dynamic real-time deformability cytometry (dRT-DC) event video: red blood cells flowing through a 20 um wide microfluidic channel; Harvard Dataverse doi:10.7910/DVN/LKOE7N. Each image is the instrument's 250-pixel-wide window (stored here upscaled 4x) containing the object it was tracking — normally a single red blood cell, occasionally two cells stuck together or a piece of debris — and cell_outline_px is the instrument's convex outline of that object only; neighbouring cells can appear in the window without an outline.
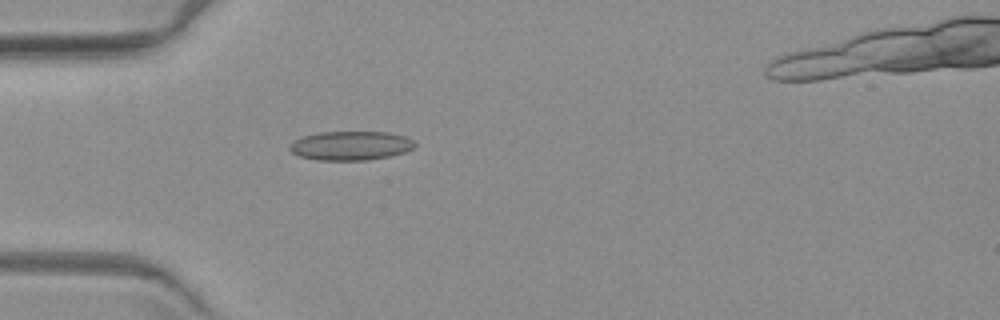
{"species": "common noctule bat (a hibernating species)", "species_latin": "Nyctalus noctula", "temperature_condition": "warm", "stored_images_in_passage": 5, "camera_frame_rate_fps": 3000, "um_per_image_px": 0.085, "animal": {"sex": "female", "body_mass_g": 19.3, "forearm_length_mm": 54.1}, "frame": {"image": 1, "passage_image": 5, "time_ms": 5.667, "image_size_px": [1000, 320], "cell_outline_px": [[416, 144], [412, 148], [404, 152], [388, 156], [368, 160], [316, 160], [300, 156], [292, 152], [288, 148], [300, 136], [320, 132], [388, 132], [408, 136], [416, 140]], "centroid_in_image_um": [29.84, 12.37], "position_along_channel_um": 55.2, "area_um2": 21.27}}